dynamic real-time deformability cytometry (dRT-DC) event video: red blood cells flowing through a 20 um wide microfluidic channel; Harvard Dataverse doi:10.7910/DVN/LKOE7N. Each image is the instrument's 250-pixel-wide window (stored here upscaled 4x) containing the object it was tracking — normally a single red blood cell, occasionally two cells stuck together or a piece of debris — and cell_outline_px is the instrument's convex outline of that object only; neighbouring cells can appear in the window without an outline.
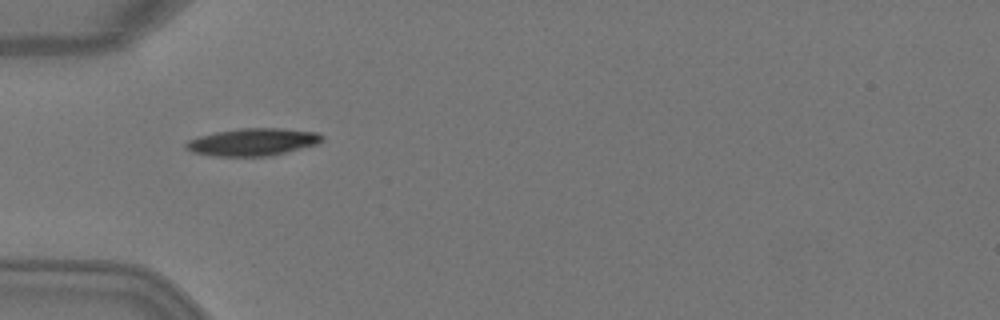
{"species": "Egyptian fruit bat (a non-hibernating species)", "species_latin": "Rousettus aegyptiacus", "temperature_condition": "warm", "stored_images_in_passage": 3, "camera_frame_rate_fps": 3000, "um_per_image_px": 0.085, "animal": {"sex": "female"}, "frame": {"image": 1, "passage_image": 1, "time_ms": 0.0, "image_size_px": [1000, 320], "cell_outline_px": [[324, 140], [316, 144], [268, 156], [212, 156], [192, 152], [184, 148], [184, 144], [188, 140], [200, 136], [216, 132], [240, 128], [280, 128], [316, 132], [324, 136]], "centroid_in_image_um": [21.45, 12.07], "position_along_channel_um": 63.6, "area_um2": 21.62}}
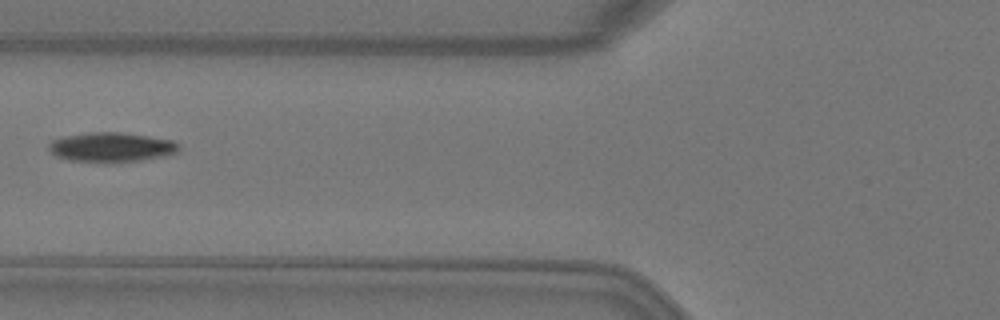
{"frame": {"image": 2, "passage_image": 2, "time_ms": 0.333, "image_size_px": [1000, 320], "cell_outline_px": [[180, 148], [176, 152], [144, 160], [108, 164], [68, 160], [56, 156], [48, 148], [48, 144], [52, 140], [64, 136], [88, 132], [120, 132], [148, 136], [172, 140], [180, 144]], "centroid_in_image_um": [9.43, 12.53], "position_along_channel_um": 116.4, "area_um2": 22.77}}
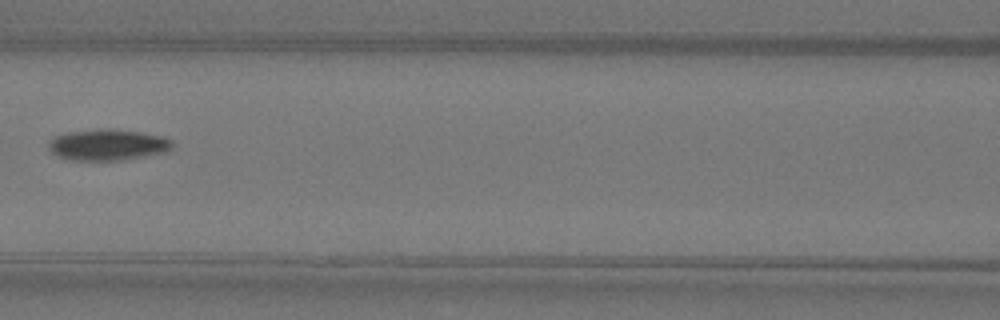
{"frame": {"image": 3, "passage_image": 3, "time_ms": 0.667, "image_size_px": [1000, 320], "cell_outline_px": [[172, 148], [168, 152], [120, 160], [68, 160], [52, 152], [48, 148], [48, 144], [56, 136], [68, 132], [96, 128], [116, 128], [164, 136], [172, 140]], "centroid_in_image_um": [9.2, 12.29], "position_along_channel_um": 157.4, "area_um2": 22.66}}